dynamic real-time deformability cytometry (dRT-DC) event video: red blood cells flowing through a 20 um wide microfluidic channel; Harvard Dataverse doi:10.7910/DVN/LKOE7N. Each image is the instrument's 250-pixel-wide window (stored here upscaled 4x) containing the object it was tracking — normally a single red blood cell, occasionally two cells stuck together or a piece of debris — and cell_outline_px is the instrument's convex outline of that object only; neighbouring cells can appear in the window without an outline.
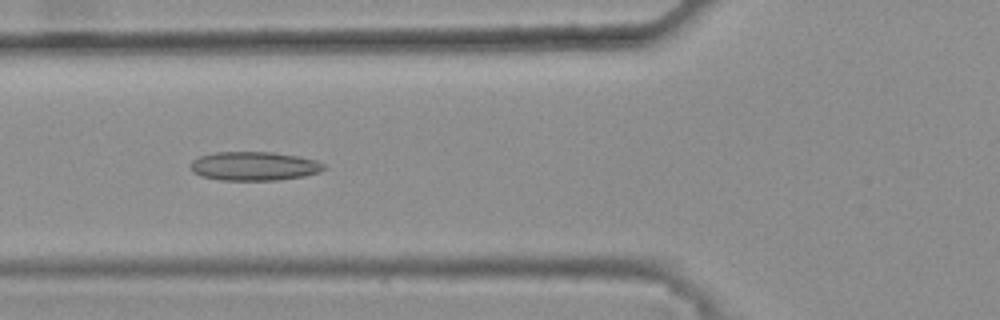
{"species": "common noctule bat (a hibernating species)", "species_latin": "Nyctalus noctula", "temperature_condition": "warm", "stored_images_in_passage": 38, "camera_frame_rate_fps": 3000, "um_per_image_px": 0.085, "animal": {"sex": "female", "body_mass_g": 25.1}, "frame": {"image": 1, "passage_image": 12, "time_ms": 3.667, "image_size_px": [1000, 320], "cell_outline_px": [[324, 168], [320, 172], [304, 176], [276, 180], [220, 180], [200, 176], [192, 172], [192, 160], [200, 156], [216, 152], [272, 152], [300, 156], [316, 160], [324, 164]], "centroid_in_image_um": [21.61, 14.12], "position_along_channel_um": 104.2, "area_um2": 22.43}}
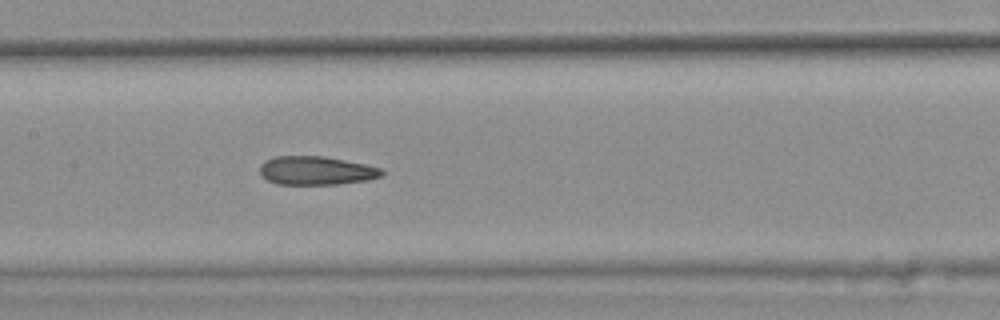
{"frame": {"image": 2, "passage_image": 18, "time_ms": 5.667, "image_size_px": [1000, 320], "cell_outline_px": [[384, 176], [368, 180], [336, 184], [276, 184], [268, 180], [260, 172], [260, 164], [264, 160], [276, 156], [324, 156], [384, 168]], "centroid_in_image_um": [26.91, 14.49], "position_along_channel_um": 180.5, "area_um2": 20.4}}
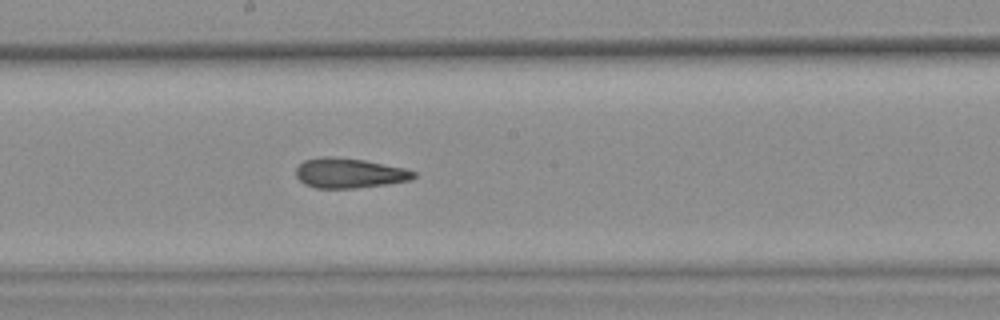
{"frame": {"image": 3, "passage_image": 21, "time_ms": 6.667, "image_size_px": [1000, 320], "cell_outline_px": [[416, 176], [412, 180], [384, 184], [352, 188], [316, 188], [304, 184], [296, 176], [296, 168], [304, 160], [320, 156], [332, 156], [364, 160], [404, 168], [416, 172]], "centroid_in_image_um": [29.66, 14.7], "position_along_channel_um": 218.5, "area_um2": 20.46}, "authors_computed_cell_mechanics": {"area_um2": 20.7502, "velocity_mm_per_s": 3.8123, "shape_relaxation_time_tau1_ms": null, "shape_relaxation_time_tau2_ms": 2.9384, "deformation_change_tau1": null, "deformation_change_tau2": 0.1302}}